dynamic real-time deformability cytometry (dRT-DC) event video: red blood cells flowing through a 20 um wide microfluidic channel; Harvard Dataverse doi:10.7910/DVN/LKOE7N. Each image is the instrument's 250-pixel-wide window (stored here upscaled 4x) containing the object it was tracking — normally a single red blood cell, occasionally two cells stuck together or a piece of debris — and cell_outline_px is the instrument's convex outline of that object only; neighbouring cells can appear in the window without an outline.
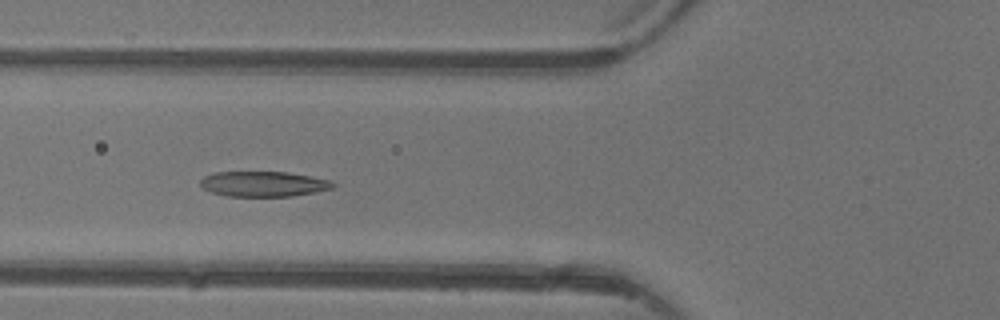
{"species": "common noctule bat (a hibernating species)", "species_latin": "Nyctalus noctula", "temperature_condition": "warm", "stored_images_in_passage": 5, "camera_frame_rate_fps": 3000, "um_per_image_px": 0.085, "animal": {"sex": "female"}, "frame": {"image": 1, "passage_image": 5, "time_ms": 5.667, "image_size_px": [1000, 320], "cell_outline_px": [[336, 184], [332, 188], [316, 192], [292, 196], [228, 196], [212, 192], [204, 188], [200, 184], [200, 180], [204, 176], [216, 172], [288, 172], [328, 180]], "centroid_in_image_um": [22.38, 15.63], "position_along_channel_um": 103.4, "area_um2": 19.31}}